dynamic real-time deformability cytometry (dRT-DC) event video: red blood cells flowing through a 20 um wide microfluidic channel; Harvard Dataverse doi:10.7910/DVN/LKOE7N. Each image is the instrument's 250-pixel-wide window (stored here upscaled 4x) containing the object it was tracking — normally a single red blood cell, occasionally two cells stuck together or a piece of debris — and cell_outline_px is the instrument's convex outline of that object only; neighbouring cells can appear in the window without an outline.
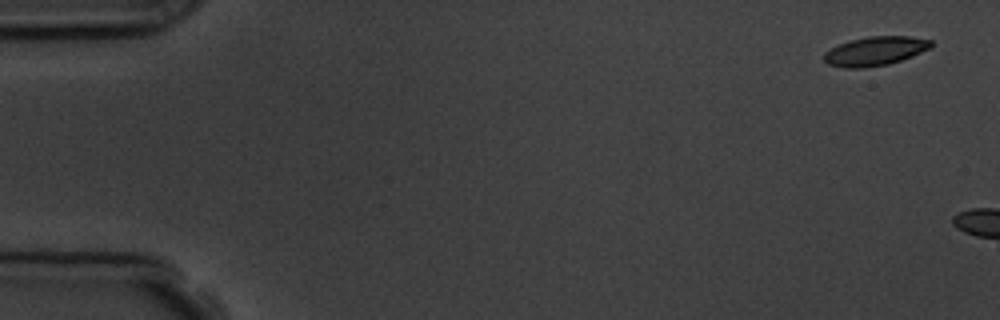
{"species": "common noctule bat (a hibernating species)", "species_latin": "Nyctalus noctula", "temperature_condition": "room temperature", "stored_images_in_passage": 3, "camera_frame_rate_fps": 3000, "um_per_image_px": 0.085, "animal": {"sex": "male", "body_mass_g": 19.5, "forearm_length_mm": 54.6}, "frame": {"image": 1, "passage_image": 1, "time_ms": 0.0, "image_size_px": [1000, 320], "cell_outline_px": [[932, 44], [928, 48], [912, 56], [888, 64], [864, 68], [844, 68], [828, 64], [824, 60], [824, 52], [840, 44], [852, 40], [868, 36], [908, 36], [932, 40]], "centroid_in_image_um": [74.36, 4.34], "position_along_channel_um": 10.6, "area_um2": 17.86}}